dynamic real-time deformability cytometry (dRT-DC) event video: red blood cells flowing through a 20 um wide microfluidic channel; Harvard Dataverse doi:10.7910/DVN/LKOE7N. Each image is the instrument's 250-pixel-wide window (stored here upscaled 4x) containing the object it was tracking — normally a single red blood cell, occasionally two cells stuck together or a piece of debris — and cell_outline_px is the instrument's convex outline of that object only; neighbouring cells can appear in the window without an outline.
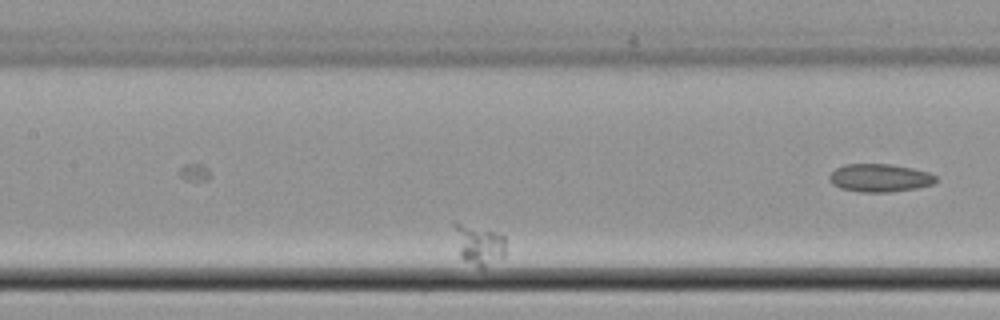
{"species": "common noctule bat (a hibernating species)", "species_latin": "Nyctalus noctula", "temperature_condition": "cold", "stored_images_in_passage": 47, "camera_frame_rate_fps": 3000, "um_per_image_px": 0.085, "animal": {"sex": "female", "body_mass_g": 22.7, "forearm_length_mm": 54.2}, "frame": {"image": 1, "passage_image": 22, "time_ms": 7.0, "image_size_px": [1000, 320], "cell_outline_px": [[504, 256], [484, 268], [480, 268], [464, 260], [460, 256], [452, 224], [456, 220], [504, 236]], "centroid_in_image_um": [40.65, 20.79], "position_along_channel_um": 166.8, "area_um2": 11.96}}
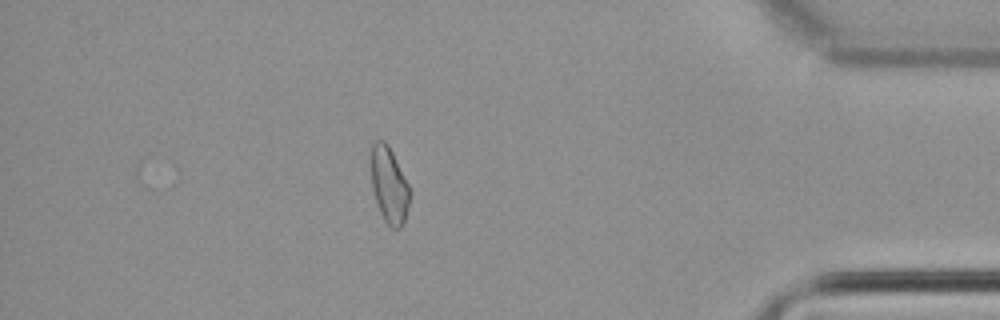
{"frame": {"image": 2, "passage_image": 45, "time_ms": 14.667, "image_size_px": [1000, 320], "cell_outline_px": [[412, 192], [408, 208], [404, 220], [400, 228], [392, 228], [384, 220], [380, 212], [372, 188], [372, 144], [376, 140], [384, 140], [388, 144]], "centroid_in_image_um": [33.1, 15.74], "position_along_channel_um": 402.1, "area_um2": 16.94}}